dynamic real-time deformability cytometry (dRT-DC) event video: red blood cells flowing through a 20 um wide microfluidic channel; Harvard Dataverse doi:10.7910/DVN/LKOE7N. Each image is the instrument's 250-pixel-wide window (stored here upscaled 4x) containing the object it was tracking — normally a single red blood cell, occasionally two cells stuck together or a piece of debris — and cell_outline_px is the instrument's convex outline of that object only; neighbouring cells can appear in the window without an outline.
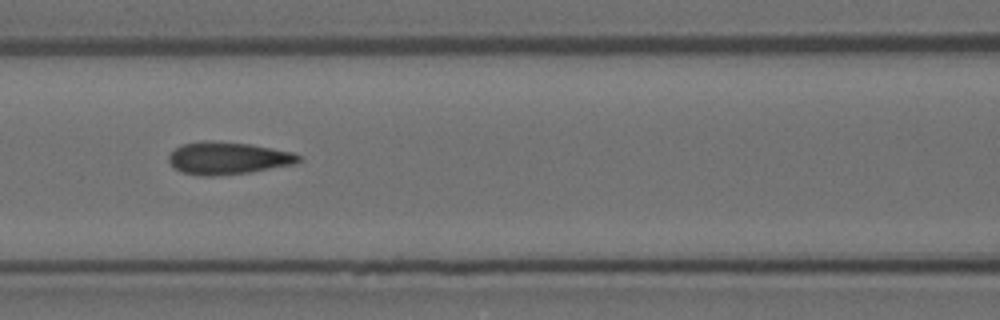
{"species": "Egyptian fruit bat (a non-hibernating species)", "species_latin": "Rousettus aegyptiacus", "temperature_condition": "room temperature", "stored_images_in_passage": 9, "camera_frame_rate_fps": 3000, "um_per_image_px": 0.085, "animal": {"sex": "female"}, "frame": {"image": 1, "passage_image": 6, "time_ms": 1.667, "image_size_px": [1000, 320], "cell_outline_px": [[300, 160], [296, 164], [252, 172], [212, 176], [200, 176], [180, 172], [168, 160], [168, 156], [176, 148], [184, 144], [248, 144], [272, 148], [292, 152], [300, 156]], "centroid_in_image_um": [19.43, 13.51], "position_along_channel_um": 147.2, "area_um2": 23.47}}
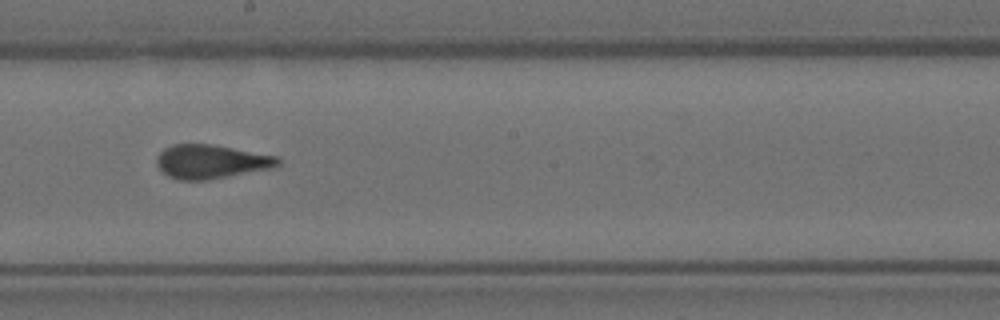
{"frame": {"image": 2, "passage_image": 8, "time_ms": 2.333, "image_size_px": [1000, 320], "cell_outline_px": [[280, 164], [272, 168], [208, 180], [180, 180], [168, 176], [156, 164], [156, 160], [160, 152], [164, 148], [172, 144], [212, 144], [276, 156], [280, 160]], "centroid_in_image_um": [17.92, 13.74], "position_along_channel_um": 230.3, "area_um2": 23.81}}
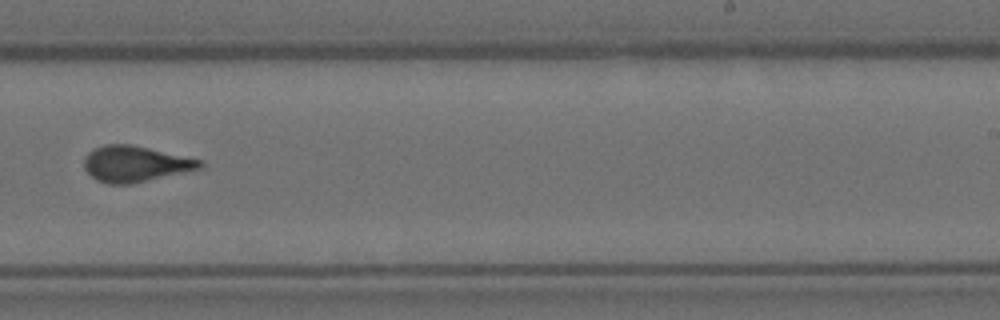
{"frame": {"image": 3, "passage_image": 9, "time_ms": 2.667, "image_size_px": [1000, 320], "cell_outline_px": [[204, 164], [200, 168], [132, 184], [108, 184], [96, 180], [84, 168], [84, 156], [88, 152], [104, 144], [132, 144], [204, 160]], "centroid_in_image_um": [11.49, 13.92], "position_along_channel_um": 277.5, "area_um2": 24.28}}